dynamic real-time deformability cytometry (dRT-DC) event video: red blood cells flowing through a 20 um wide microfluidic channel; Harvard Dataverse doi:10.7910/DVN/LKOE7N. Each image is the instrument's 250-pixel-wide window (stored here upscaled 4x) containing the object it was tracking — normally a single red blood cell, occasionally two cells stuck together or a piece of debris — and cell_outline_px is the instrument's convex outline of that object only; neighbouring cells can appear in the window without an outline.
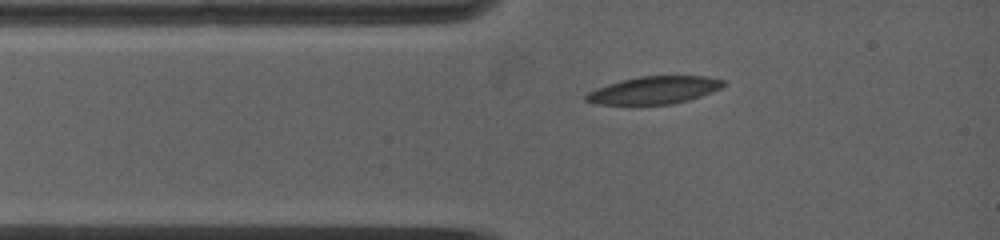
{"species": "common noctule bat (a hibernating species)", "species_latin": "Nyctalus noctula", "temperature_condition": "warm", "stored_images_in_passage": 11, "camera_frame_rate_fps": 5000, "um_per_image_px": 0.085, "animal": {"sex": "female", "body_mass_g": 19.0, "forearm_length_mm": 53.3}, "frame": {"image": 1, "passage_image": 1, "time_ms": 0.0, "image_size_px": [1000, 240], "cell_outline_px": [[724, 84], [720, 88], [712, 92], [688, 100], [672, 104], [596, 104], [584, 100], [584, 96], [588, 92], [596, 88], [620, 80], [640, 76], [708, 76], [724, 80]], "centroid_in_image_um": [55.58, 7.66], "position_along_channel_um": 29.4, "area_um2": 21.96}}
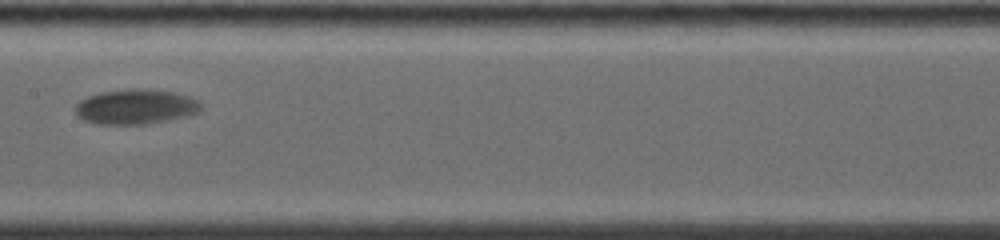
{"frame": {"image": 2, "passage_image": 5, "time_ms": 4.8, "image_size_px": [1000, 240], "cell_outline_px": [[200, 108], [196, 112], [184, 116], [144, 124], [96, 124], [84, 120], [76, 112], [76, 104], [80, 100], [88, 96], [100, 92], [128, 88], [136, 88], [172, 92], [188, 96], [200, 100]], "centroid_in_image_um": [11.49, 9.06], "position_along_channel_um": 195.9, "area_um2": 25.2}}
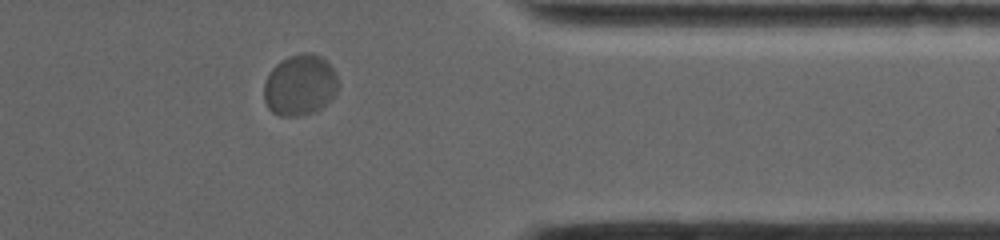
{"frame": {"image": 3, "passage_image": 10, "time_ms": 10.4, "image_size_px": [1000, 240], "cell_outline_px": [[340, 84], [332, 100], [328, 104], [316, 112], [300, 116], [280, 116], [272, 112], [268, 108], [264, 100], [264, 84], [272, 68], [276, 64], [288, 56], [304, 52], [308, 52], [320, 56], [336, 72]], "centroid_in_image_um": [25.52, 7.26], "position_along_channel_um": 385.9, "area_um2": 26.76}, "authors_computed_cell_mechanics": {"area_um2": 24.2182, "velocity_mm_per_s": 3.6142, "shape_relaxation_time_tau1_ms": 1.5832, "shape_relaxation_time_tau2_ms": null, "deformation_change_tau1": 0.0709, "deformation_change_tau2": null}}